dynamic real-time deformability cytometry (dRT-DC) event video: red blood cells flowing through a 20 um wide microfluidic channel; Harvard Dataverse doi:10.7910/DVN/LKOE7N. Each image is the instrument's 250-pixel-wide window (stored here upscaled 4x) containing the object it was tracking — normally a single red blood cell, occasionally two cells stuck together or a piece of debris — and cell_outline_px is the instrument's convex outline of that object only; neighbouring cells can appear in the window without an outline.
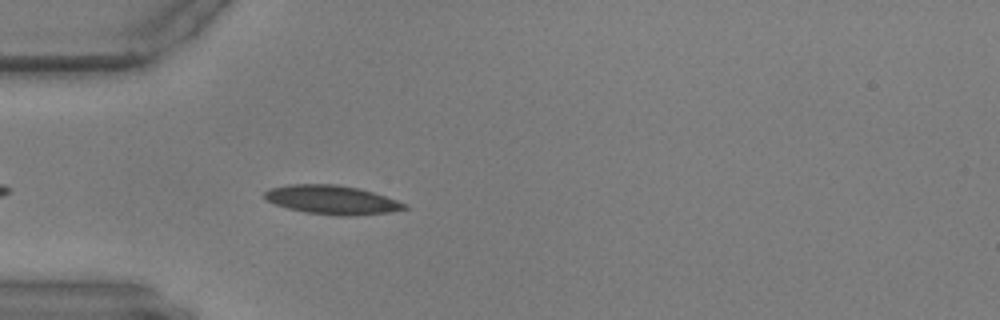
{"species": "common noctule bat (a hibernating species)", "species_latin": "Nyctalus noctula", "temperature_condition": "warm", "stored_images_in_passage": 39, "camera_frame_rate_fps": 3000, "um_per_image_px": 0.085, "animal": {"sex": "male", "body_mass_g": 17.9, "forearm_length_mm": 54.2}, "frame": {"image": 1, "passage_image": 5, "time_ms": 1.333, "image_size_px": [1000, 320], "cell_outline_px": [[408, 208], [388, 212], [348, 216], [336, 216], [304, 212], [288, 208], [276, 204], [268, 200], [264, 196], [264, 192], [272, 188], [288, 184], [336, 184], [356, 188], [372, 192], [408, 204]], "centroid_in_image_um": [28.21, 16.99], "position_along_channel_um": 56.8, "area_um2": 23.29}}
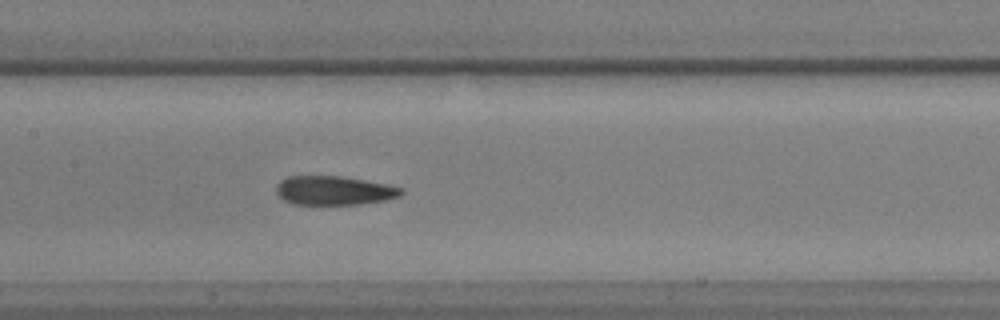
{"frame": {"image": 2, "passage_image": 16, "time_ms": 5.0, "image_size_px": [1000, 320], "cell_outline_px": [[404, 192], [400, 196], [388, 200], [360, 204], [296, 204], [284, 200], [276, 192], [276, 184], [280, 180], [288, 176], [340, 176], [364, 180], [404, 188]], "centroid_in_image_um": [28.41, 16.19], "position_along_channel_um": 179.0, "area_um2": 21.1}}
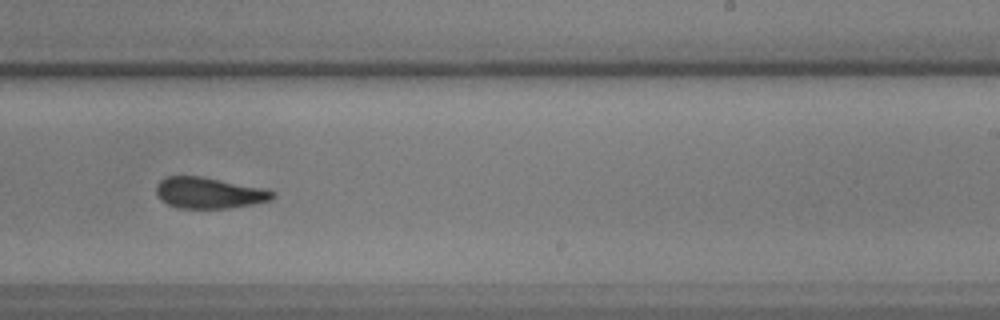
{"frame": {"image": 3, "passage_image": 24, "time_ms": 7.667, "image_size_px": [1000, 320], "cell_outline_px": [[276, 196], [272, 200], [252, 204], [228, 208], [176, 208], [160, 200], [156, 192], [156, 184], [160, 180], [168, 176], [200, 176], [260, 188], [276, 192]], "centroid_in_image_um": [17.73, 16.4], "position_along_channel_um": 271.3, "area_um2": 20.92}}